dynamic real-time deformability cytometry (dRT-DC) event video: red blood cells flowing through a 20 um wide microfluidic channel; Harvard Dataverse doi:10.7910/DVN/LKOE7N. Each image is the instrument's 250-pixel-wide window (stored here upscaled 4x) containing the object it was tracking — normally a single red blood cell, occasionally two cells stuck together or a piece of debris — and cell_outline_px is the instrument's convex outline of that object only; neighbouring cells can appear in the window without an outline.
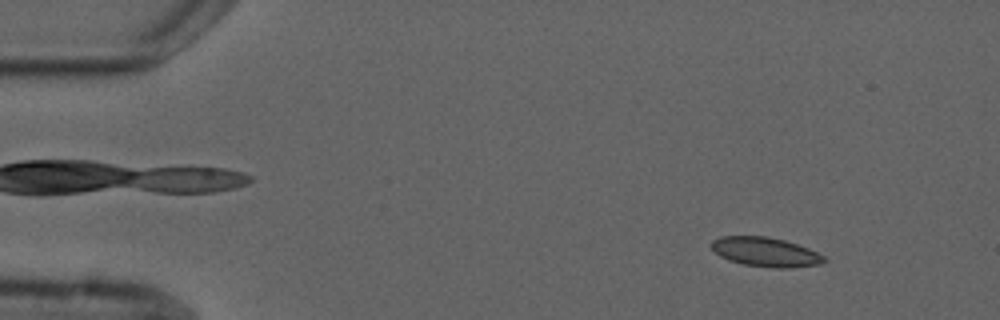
{"species": "common noctule bat (a hibernating species)", "species_latin": "Nyctalus noctula", "temperature_condition": "cold", "stored_images_in_passage": 8, "camera_frame_rate_fps": 3000, "um_per_image_px": 0.085, "animal": {"sex": "male", "forearm_length_mm": 52.5}, "frame": {"image": 1, "passage_image": 1, "time_ms": 0.0, "image_size_px": [1000, 320], "cell_outline_px": [[828, 260], [820, 264], [792, 268], [772, 268], [744, 264], [728, 260], [720, 256], [712, 248], [712, 240], [720, 236], [768, 236], [784, 240], [808, 248], [824, 256]], "centroid_in_image_um": [65.08, 21.42], "position_along_channel_um": 19.9, "area_um2": 19.25}}
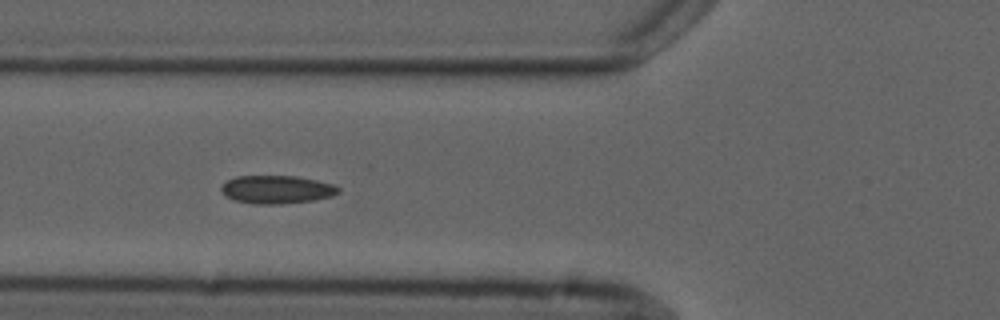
{"frame": {"image": 2, "passage_image": 5, "time_ms": 4.667, "image_size_px": [1000, 320], "cell_outline_px": [[340, 192], [332, 196], [312, 200], [280, 204], [256, 204], [232, 200], [220, 192], [220, 188], [228, 180], [236, 176], [296, 176], [316, 180], [332, 184], [340, 188]], "centroid_in_image_um": [23.5, 16.11], "position_along_channel_um": 102.3, "area_um2": 19.19}}
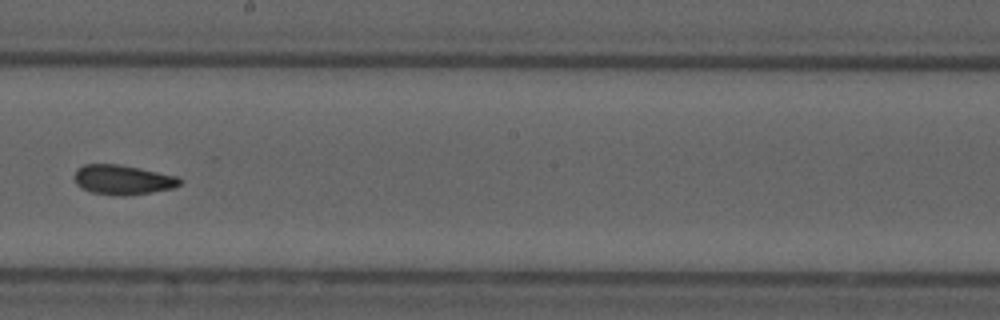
{"frame": {"image": 3, "passage_image": 8, "time_ms": 8.333, "image_size_px": [1000, 320], "cell_outline_px": [[184, 180], [180, 184], [172, 188], [152, 192], [128, 196], [116, 196], [92, 192], [80, 188], [76, 184], [76, 168], [84, 164], [120, 164], [140, 168], [176, 176]], "centroid_in_image_um": [10.43, 15.28], "position_along_channel_um": 237.8, "area_um2": 18.32}}